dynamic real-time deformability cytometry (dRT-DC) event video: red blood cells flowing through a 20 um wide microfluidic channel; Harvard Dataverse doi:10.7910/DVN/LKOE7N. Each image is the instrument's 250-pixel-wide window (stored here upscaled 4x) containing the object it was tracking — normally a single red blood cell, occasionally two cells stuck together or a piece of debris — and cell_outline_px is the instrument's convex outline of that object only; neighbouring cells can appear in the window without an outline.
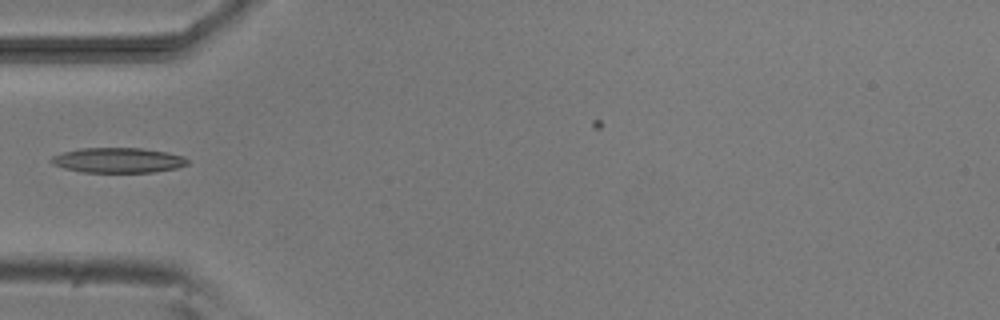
{"species": "common noctule bat (a hibernating species)", "species_latin": "Nyctalus noctula", "temperature_condition": "room temperature", "stored_images_in_passage": 7, "camera_frame_rate_fps": 3000, "um_per_image_px": 0.085, "animal": {"sex": "male", "body_mass_g": 20.5, "forearm_length_mm": 52.5}, "frame": {"image": 1, "passage_image": 5, "time_ms": 5.333, "image_size_px": [1000, 320], "cell_outline_px": [[188, 164], [176, 168], [152, 172], [84, 172], [64, 168], [52, 164], [48, 160], [52, 156], [64, 152], [80, 148], [140, 148], [168, 152], [184, 156], [188, 160]], "centroid_in_image_um": [10.03, 13.62], "position_along_channel_um": 75.0, "area_um2": 19.88}}
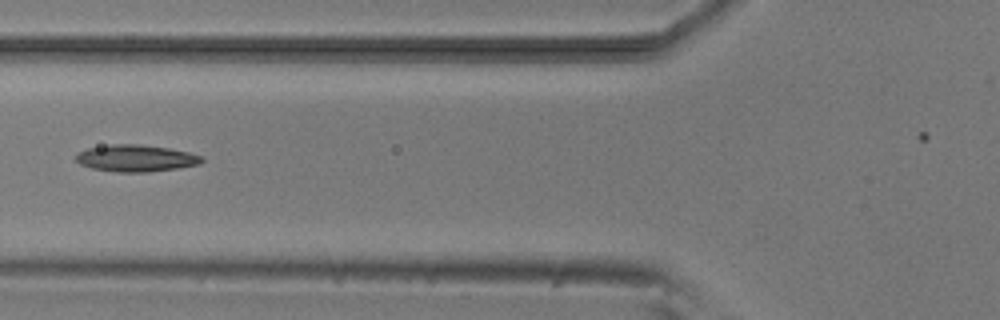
{"frame": {"image": 2, "passage_image": 6, "time_ms": 6.333, "image_size_px": [1000, 320], "cell_outline_px": [[204, 160], [200, 164], [176, 168], [148, 172], [116, 172], [92, 168], [80, 164], [76, 160], [76, 152], [88, 148], [112, 144], [140, 144], [168, 148], [188, 152], [200, 156]], "centroid_in_image_um": [11.52, 13.45], "position_along_channel_um": 114.3, "area_um2": 19.59}}